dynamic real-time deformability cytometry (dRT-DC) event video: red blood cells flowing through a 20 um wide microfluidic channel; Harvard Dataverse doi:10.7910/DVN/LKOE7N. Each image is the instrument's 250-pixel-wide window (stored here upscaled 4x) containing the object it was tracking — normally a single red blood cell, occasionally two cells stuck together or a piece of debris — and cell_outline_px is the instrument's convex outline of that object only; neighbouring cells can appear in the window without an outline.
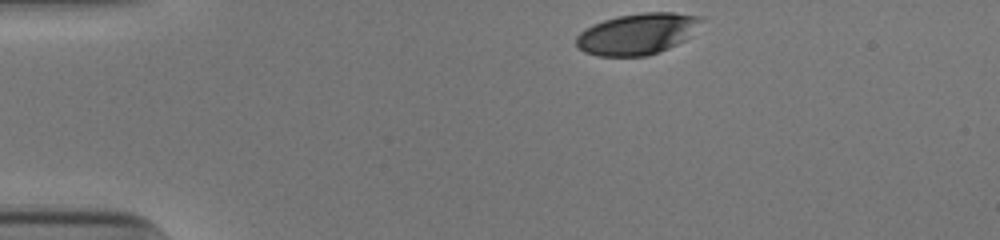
{"species": "human", "species_latin": "Homo sapiens", "temperature_condition": "cold", "stored_images_in_passage": 34, "camera_frame_rate_fps": 3000, "um_per_image_px": 0.085, "donor": {"sex": "male"}, "frame": {"image": 1, "passage_image": 1, "time_ms": 0.0, "image_size_px": [1000, 240], "cell_outline_px": [[704, 20], [684, 40], [660, 52], [648, 56], [596, 56], [584, 52], [576, 44], [576, 36], [584, 28], [592, 24], [616, 16], [644, 12], [672, 12], [704, 16]], "centroid_in_image_um": [54.15, 2.87], "position_along_channel_um": 30.8, "area_um2": 30.17}}
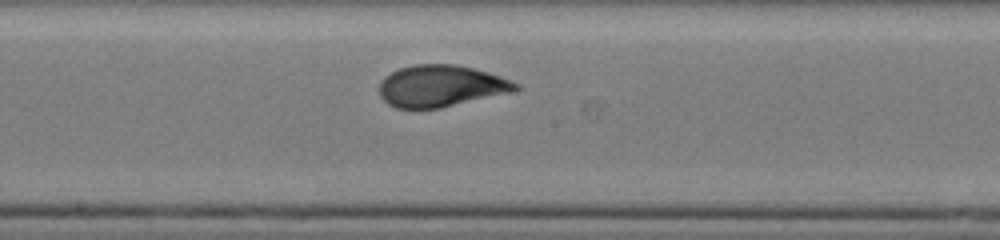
{"frame": {"image": 2, "passage_image": 20, "time_ms": 6.333, "image_size_px": [1000, 240], "cell_outline_px": [[520, 88], [512, 92], [440, 108], [396, 108], [388, 104], [380, 96], [380, 80], [384, 76], [400, 68], [412, 64], [456, 64], [488, 72], [512, 80], [520, 84]], "centroid_in_image_um": [37.48, 7.3], "position_along_channel_um": 210.7, "area_um2": 33.18}}
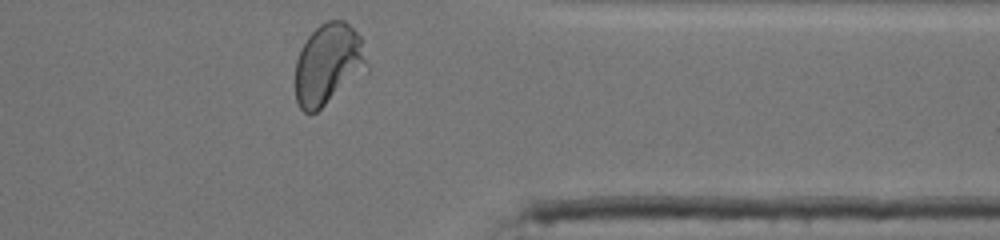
{"frame": {"image": 3, "passage_image": 34, "time_ms": 11.0, "image_size_px": [1000, 240], "cell_outline_px": [[368, 72], [316, 112], [304, 112], [300, 108], [296, 100], [296, 60], [300, 48], [308, 36], [320, 24], [328, 20], [344, 20], [360, 36], [368, 64]], "centroid_in_image_um": [27.92, 5.47], "position_along_channel_um": 383.5, "area_um2": 34.16}, "authors_computed_cell_mechanics": {"area_um2": 32.7437, "velocity_mm_per_s": 3.8759, "shape_relaxation_time_tau1_ms": 4.3388, "shape_relaxation_time_tau2_ms": null, "deformation_change_tau1": 0.1841, "deformation_change_tau2": null}}